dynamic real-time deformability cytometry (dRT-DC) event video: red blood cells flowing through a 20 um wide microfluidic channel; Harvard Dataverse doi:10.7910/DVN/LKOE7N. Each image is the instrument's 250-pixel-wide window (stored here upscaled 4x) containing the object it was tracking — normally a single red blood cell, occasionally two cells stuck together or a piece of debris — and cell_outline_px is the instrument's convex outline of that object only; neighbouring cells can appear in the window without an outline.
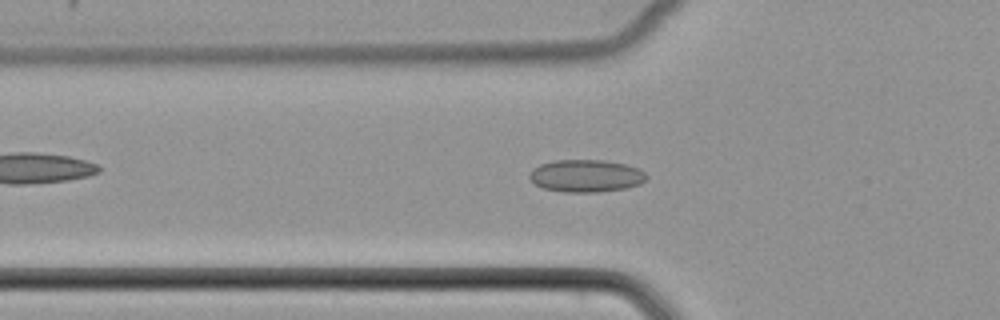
{"species": "common noctule bat (a hibernating species)", "species_latin": "Nyctalus noctula", "temperature_condition": "cold", "stored_images_in_passage": 51, "camera_frame_rate_fps": 3000, "um_per_image_px": 0.085, "animal": {"sex": "female", "body_mass_g": 22.7, "forearm_length_mm": 54.2}, "frame": {"image": 1, "passage_image": 18, "time_ms": 5.667, "image_size_px": [1000, 320], "cell_outline_px": [[648, 176], [640, 184], [628, 188], [596, 192], [564, 192], [544, 188], [536, 184], [528, 176], [532, 168], [540, 164], [552, 160], [604, 160], [624, 164], [640, 168]], "centroid_in_image_um": [49.82, 14.94], "position_along_channel_um": 76.0, "area_um2": 22.2}}
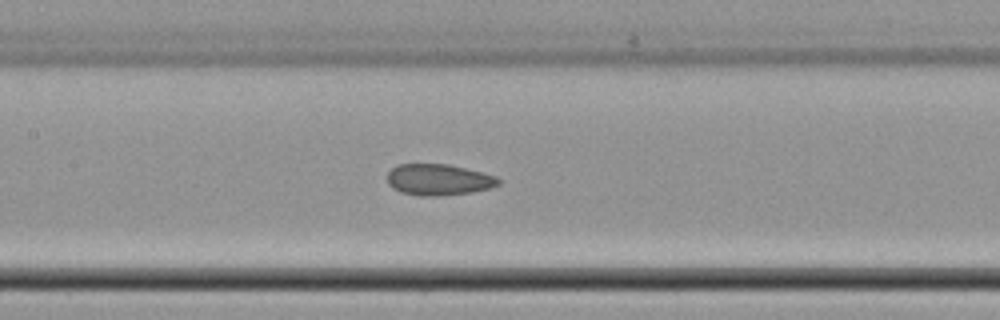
{"frame": {"image": 2, "passage_image": 25, "time_ms": 8.0, "image_size_px": [1000, 320], "cell_outline_px": [[500, 184], [492, 188], [472, 192], [440, 196], [420, 196], [400, 192], [392, 188], [388, 184], [388, 172], [392, 168], [400, 164], [448, 164], [496, 176], [500, 180]], "centroid_in_image_um": [37.28, 15.28], "position_along_channel_um": 170.1, "area_um2": 20.29}}
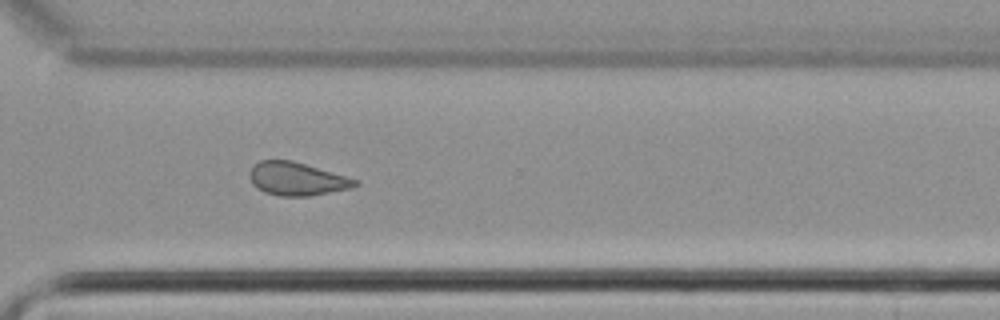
{"frame": {"image": 3, "passage_image": 38, "time_ms": 12.333, "image_size_px": [1000, 320], "cell_outline_px": [[360, 184], [352, 188], [308, 196], [280, 196], [264, 192], [256, 188], [252, 184], [248, 176], [248, 172], [260, 160], [292, 160], [360, 180]], "centroid_in_image_um": [25.23, 15.21], "position_along_channel_um": 345.4, "area_um2": 20.52}}